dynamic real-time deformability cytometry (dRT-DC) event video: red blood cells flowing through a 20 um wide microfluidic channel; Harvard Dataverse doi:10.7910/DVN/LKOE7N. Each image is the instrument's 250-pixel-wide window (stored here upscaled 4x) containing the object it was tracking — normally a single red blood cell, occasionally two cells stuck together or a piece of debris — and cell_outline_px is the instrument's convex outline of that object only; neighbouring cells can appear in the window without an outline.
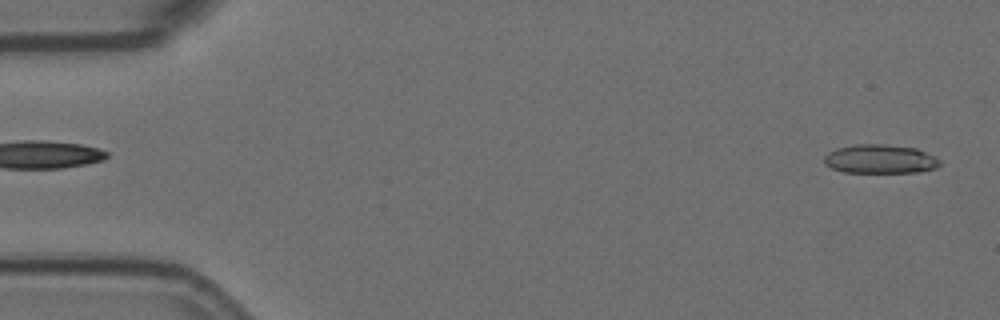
{"species": "Egyptian fruit bat (a non-hibernating species)", "species_latin": "Rousettus aegyptiacus", "temperature_condition": "room temperature", "stored_images_in_passage": 6, "segment_of_instrument_passage": [2, 2], "camera_frame_rate_fps": 3000, "um_per_image_px": 0.085, "animal": {"sex": "female"}, "frame": {"image": 1, "passage_image": 6, "time_ms": 1.667, "image_size_px": [1000, 320], "cell_outline_px": [[940, 164], [936, 168], [916, 172], [844, 172], [832, 168], [824, 164], [824, 156], [828, 152], [836, 148], [856, 144], [884, 144], [916, 148], [936, 156], [940, 160]], "centroid_in_image_um": [74.81, 13.51], "position_along_channel_um": 10.2, "area_um2": 19.54}}